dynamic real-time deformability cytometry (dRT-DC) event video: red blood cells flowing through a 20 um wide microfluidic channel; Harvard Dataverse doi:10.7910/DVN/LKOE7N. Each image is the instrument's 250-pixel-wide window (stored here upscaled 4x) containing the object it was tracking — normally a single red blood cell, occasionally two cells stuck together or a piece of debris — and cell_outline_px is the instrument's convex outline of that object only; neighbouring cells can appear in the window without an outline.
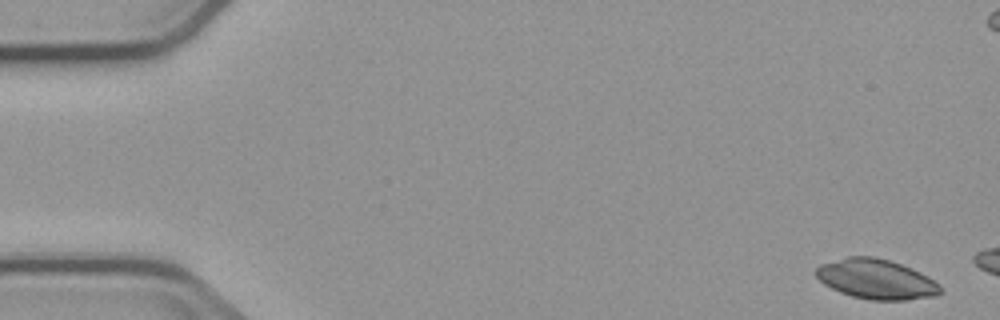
{"species": "common noctule bat (a hibernating species)", "species_latin": "Nyctalus noctula", "temperature_condition": "cold", "stored_images_in_passage": 3, "camera_frame_rate_fps": 3000, "um_per_image_px": 0.085, "animal": {"sex": "male", "body_mass_g": 23.1, "forearm_length_mm": 52.7}, "frame": {"image": 1, "passage_image": 1, "time_ms": 0.0, "image_size_px": [1000, 320], "cell_outline_px": [[944, 292], [936, 296], [908, 300], [868, 300], [852, 296], [840, 292], [824, 284], [812, 272], [820, 264], [848, 256], [872, 256], [888, 260], [900, 264], [920, 272], [940, 284], [944, 288]], "centroid_in_image_um": [74.49, 23.74], "position_along_channel_um": 10.5, "area_um2": 29.13}}